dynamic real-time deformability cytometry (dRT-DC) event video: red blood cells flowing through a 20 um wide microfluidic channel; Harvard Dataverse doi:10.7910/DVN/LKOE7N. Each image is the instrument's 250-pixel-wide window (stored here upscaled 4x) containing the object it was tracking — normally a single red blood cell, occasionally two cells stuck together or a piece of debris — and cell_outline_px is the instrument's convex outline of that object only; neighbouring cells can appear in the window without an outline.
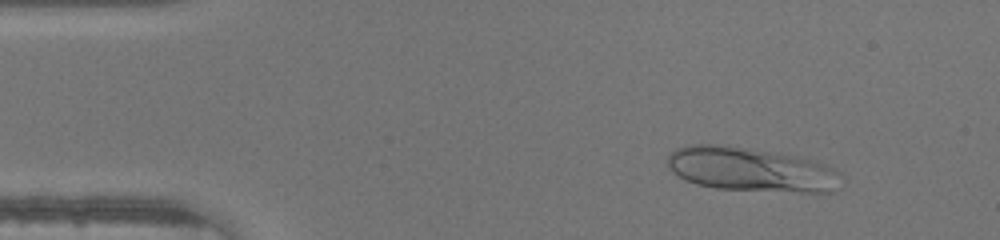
{"species": "human", "species_latin": "Homo sapiens", "temperature_condition": "warm", "stored_images_in_passage": 46, "camera_frame_rate_fps": 3000, "um_per_image_px": 0.085, "donor": {"sex": "male"}, "frame": {"image": 1, "passage_image": 6, "time_ms": 1.667, "image_size_px": [1000, 240], "cell_outline_px": [[844, 176], [832, 192], [804, 192], [716, 188], [696, 184], [672, 172], [668, 168], [668, 156], [676, 148], [692, 144], [712, 144], [748, 148], [800, 156], [816, 160], [840, 172]], "centroid_in_image_um": [63.87, 14.4], "position_along_channel_um": 21.1, "area_um2": 44.62}}
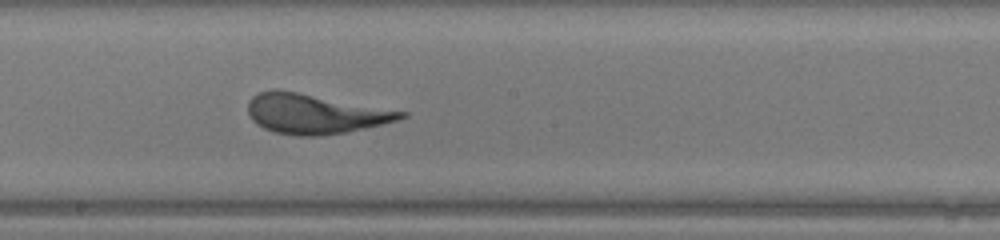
{"frame": {"image": 2, "passage_image": 25, "time_ms": 8.0, "image_size_px": [1000, 240], "cell_outline_px": [[408, 116], [396, 120], [364, 128], [344, 132], [320, 136], [296, 136], [272, 132], [256, 124], [252, 120], [248, 112], [248, 100], [252, 96], [260, 92], [276, 88], [408, 112]], "centroid_in_image_um": [26.71, 9.67], "position_along_channel_um": 221.5, "area_um2": 35.37}}
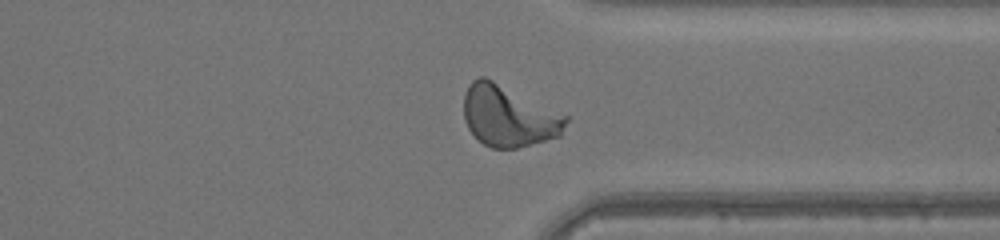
{"frame": {"image": 3, "passage_image": 35, "time_ms": 11.333, "image_size_px": [1000, 240], "cell_outline_px": [[568, 120], [560, 136], [516, 148], [492, 148], [484, 144], [468, 128], [464, 120], [464, 92], [468, 84], [472, 80], [480, 76], [484, 76], [568, 116]], "centroid_in_image_um": [43.21, 9.86], "position_along_channel_um": 368.2, "area_um2": 36.07}}